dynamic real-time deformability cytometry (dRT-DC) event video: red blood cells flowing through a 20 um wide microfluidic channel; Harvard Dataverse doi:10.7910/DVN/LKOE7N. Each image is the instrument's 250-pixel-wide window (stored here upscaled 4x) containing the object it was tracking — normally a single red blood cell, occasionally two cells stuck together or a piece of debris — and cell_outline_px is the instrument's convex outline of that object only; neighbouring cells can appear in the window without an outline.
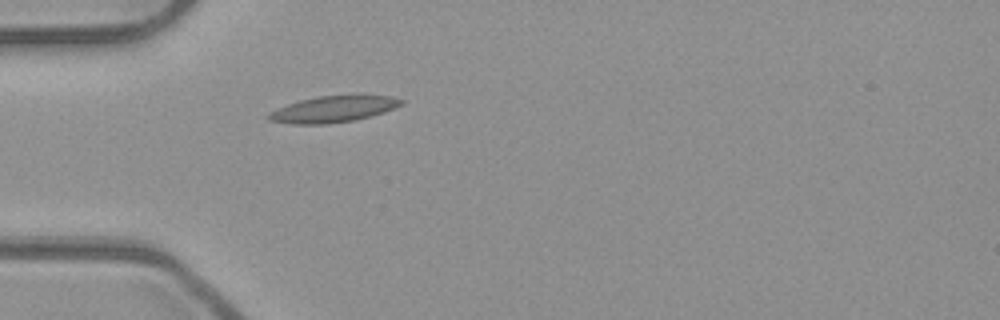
{"species": "common noctule bat (a hibernating species)", "species_latin": "Nyctalus noctula", "temperature_condition": "room temperature", "stored_images_in_passage": 12, "camera_frame_rate_fps": 3000, "um_per_image_px": 0.085, "animal": {"sex": "male", "body_mass_g": 23.1, "forearm_length_mm": 52.7}, "frame": {"image": 1, "passage_image": 1, "time_ms": 0.0, "image_size_px": [1000, 320], "cell_outline_px": [[404, 104], [384, 112], [356, 120], [328, 124], [292, 124], [268, 120], [264, 116], [268, 112], [288, 104], [300, 100], [316, 96], [356, 92], [360, 92], [392, 96], [404, 100]], "centroid_in_image_um": [28.39, 9.23], "position_along_channel_um": 56.6, "area_um2": 21.44}}
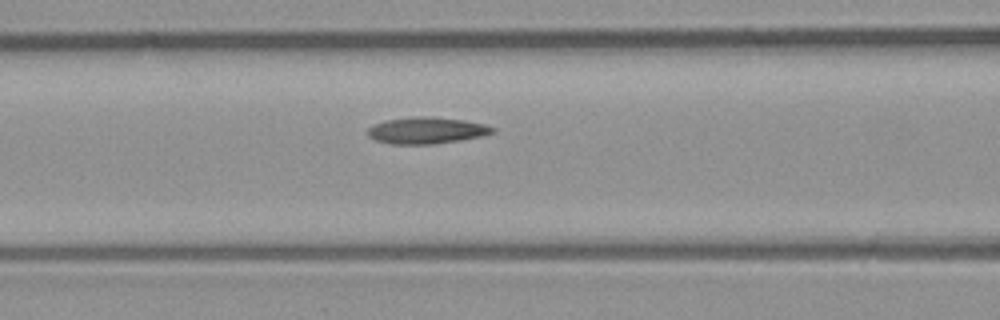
{"frame": {"image": 2, "passage_image": 7, "time_ms": 2.0, "image_size_px": [1000, 320], "cell_outline_px": [[496, 132], [484, 136], [460, 140], [432, 144], [392, 144], [376, 140], [368, 136], [368, 128], [384, 120], [416, 116], [432, 116], [464, 120], [484, 124], [496, 128]], "centroid_in_image_um": [36.3, 11.08], "position_along_channel_um": 130.3, "area_um2": 19.42}}
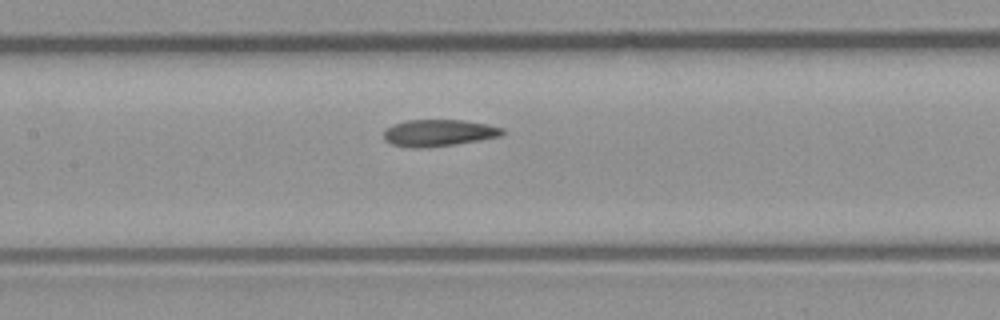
{"frame": {"image": 3, "passage_image": 10, "time_ms": 3.0, "image_size_px": [1000, 320], "cell_outline_px": [[504, 132], [500, 136], [480, 140], [452, 144], [412, 148], [392, 144], [384, 140], [384, 132], [392, 124], [408, 120], [464, 120], [488, 124], [504, 128]], "centroid_in_image_um": [37.29, 11.28], "position_along_channel_um": 170.1, "area_um2": 18.26}}